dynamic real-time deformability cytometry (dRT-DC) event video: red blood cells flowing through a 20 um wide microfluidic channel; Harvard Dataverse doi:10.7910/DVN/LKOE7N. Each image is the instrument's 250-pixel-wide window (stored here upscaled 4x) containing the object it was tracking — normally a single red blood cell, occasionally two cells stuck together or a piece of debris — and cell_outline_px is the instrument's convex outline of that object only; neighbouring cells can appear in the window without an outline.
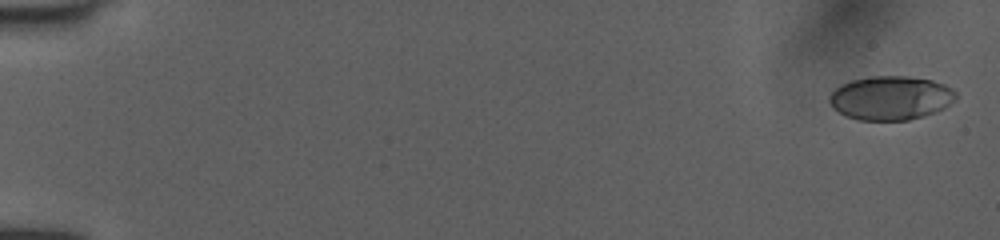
{"species": "human", "species_latin": "Homo sapiens", "temperature_condition": "room temperature", "stored_images_in_passage": 52, "camera_frame_rate_fps": 3000, "um_per_image_px": 0.085, "donor": {"sex": "female"}, "frame": {"image": 1, "passage_image": 2, "time_ms": 0.333, "image_size_px": [1000, 240], "cell_outline_px": [[956, 100], [944, 108], [936, 112], [924, 116], [908, 120], [860, 120], [844, 116], [832, 108], [828, 100], [828, 96], [840, 84], [852, 80], [872, 76], [908, 76], [932, 80], [944, 84], [952, 88], [956, 92]], "centroid_in_image_um": [75.7, 8.33], "position_along_channel_um": 9.3, "area_um2": 32.71}}
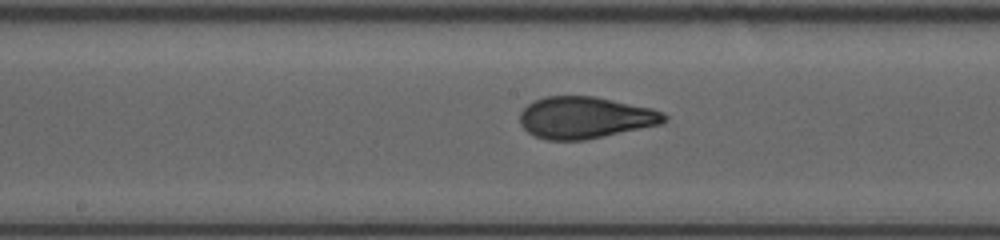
{"frame": {"image": 2, "passage_image": 29, "time_ms": 9.333, "image_size_px": [1000, 240], "cell_outline_px": [[668, 120], [660, 124], [584, 140], [548, 140], [536, 136], [528, 132], [520, 124], [520, 112], [528, 104], [544, 96], [592, 96], [652, 108], [664, 112], [668, 116]], "centroid_in_image_um": [49.74, 9.99], "position_along_channel_um": 198.5, "area_um2": 34.91}}
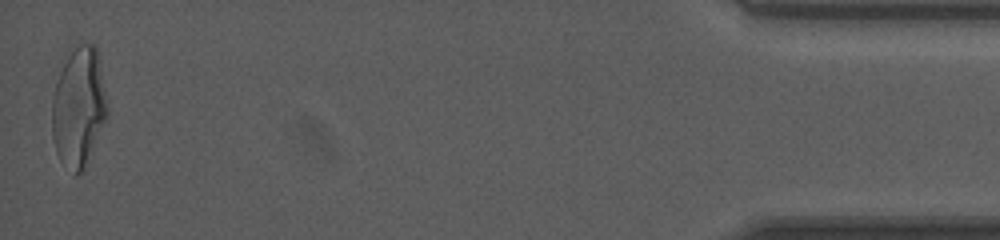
{"frame": {"image": 3, "passage_image": 52, "time_ms": 17.0, "image_size_px": [1000, 240], "cell_outline_px": [[108, 116], [84, 172], [76, 176], [72, 176], [60, 160], [56, 152], [52, 136], [52, 100], [56, 84], [68, 48], [80, 44], [92, 44], [96, 48], [108, 108]], "centroid_in_image_um": [6.68, 9.18], "position_along_channel_um": 428.5, "area_um2": 39.07}, "authors_computed_cell_mechanics": {"area_um2": 34.5066, "velocity_mm_per_s": 4.0617, "shape_relaxation_time_tau1_ms": 5.2225, "shape_relaxation_time_tau2_ms": 0.7844, "deformation_change_tau1": 0.2083, "deformation_change_tau2": 0.0686}}